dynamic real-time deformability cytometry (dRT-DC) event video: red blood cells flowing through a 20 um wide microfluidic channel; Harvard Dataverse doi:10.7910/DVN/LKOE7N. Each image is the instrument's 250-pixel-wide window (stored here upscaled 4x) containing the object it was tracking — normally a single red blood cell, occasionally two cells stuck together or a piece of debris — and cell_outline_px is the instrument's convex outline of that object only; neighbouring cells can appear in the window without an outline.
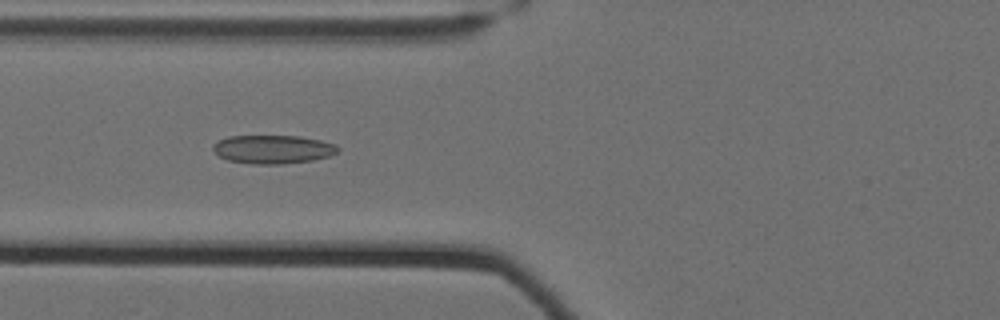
{"species": "Egyptian fruit bat (a non-hibernating species)", "species_latin": "Rousettus aegyptiacus", "temperature_condition": "cold", "stored_images_in_passage": 60, "camera_frame_rate_fps": 3000, "um_per_image_px": 0.085, "animal": {"sex": "female"}, "frame": {"image": 1, "passage_image": 26, "time_ms": 8.333, "image_size_px": [1000, 320], "cell_outline_px": [[340, 148], [336, 152], [328, 156], [312, 160], [280, 164], [252, 164], [228, 160], [220, 156], [212, 148], [212, 144], [228, 136], [300, 136], [320, 140], [336, 144]], "centroid_in_image_um": [23.19, 12.68], "position_along_channel_um": 102.6, "area_um2": 20.63}}
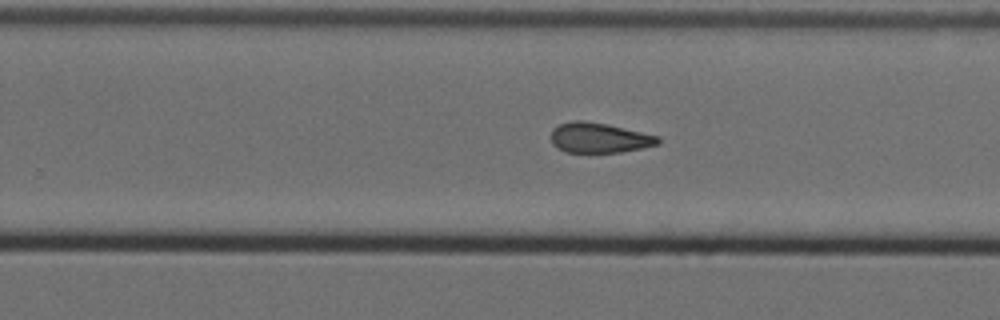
{"frame": {"image": 2, "passage_image": 41, "time_ms": 13.333, "image_size_px": [1000, 320], "cell_outline_px": [[660, 144], [620, 152], [564, 152], [556, 148], [552, 144], [552, 128], [560, 124], [572, 120], [584, 120], [608, 124], [660, 136]], "centroid_in_image_um": [50.92, 11.7], "position_along_channel_um": 278.9, "area_um2": 18.9}}
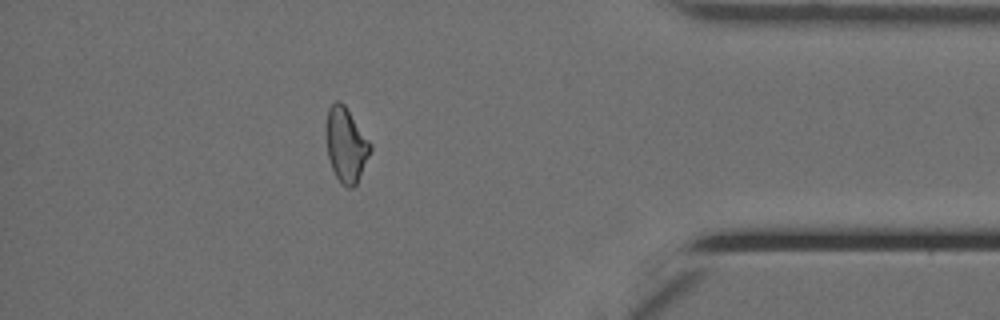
{"frame": {"image": 3, "passage_image": 54, "time_ms": 17.667, "image_size_px": [1000, 320], "cell_outline_px": [[372, 148], [356, 184], [352, 188], [348, 188], [340, 184], [332, 168], [328, 156], [324, 136], [324, 132], [328, 108], [336, 100], [340, 100], [344, 104], [372, 144]], "centroid_in_image_um": [29.38, 12.29], "position_along_channel_um": 405.8, "area_um2": 19.42}, "authors_computed_cell_mechanics": {"area_um2": 19.6809, "velocity_mm_per_s": 3.513, "shape_relaxation_time_tau1_ms": null, "shape_relaxation_time_tau2_ms": 3.9837, "deformation_change_tau1": null, "deformation_change_tau2": 0.1203}}